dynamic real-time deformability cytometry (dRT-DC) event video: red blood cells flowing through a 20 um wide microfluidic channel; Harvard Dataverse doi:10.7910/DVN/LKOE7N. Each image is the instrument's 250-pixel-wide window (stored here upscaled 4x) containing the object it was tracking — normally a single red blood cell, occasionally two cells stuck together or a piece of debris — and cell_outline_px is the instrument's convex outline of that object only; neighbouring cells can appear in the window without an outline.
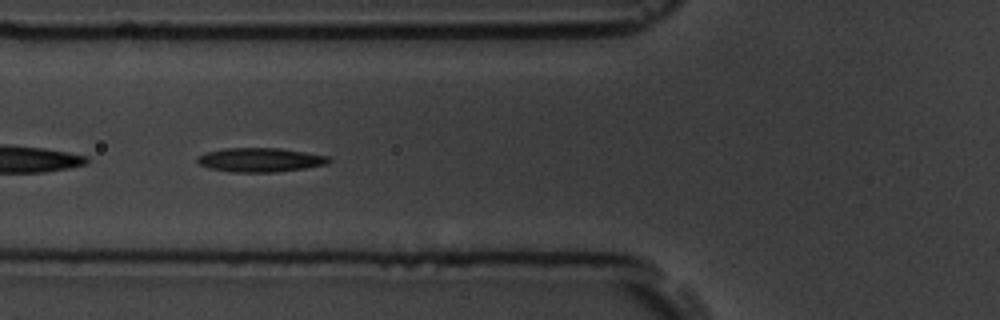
{"species": "common noctule bat (a hibernating species)", "species_latin": "Nyctalus noctula", "temperature_condition": "room temperature", "stored_images_in_passage": 6, "camera_frame_rate_fps": 3000, "um_per_image_px": 0.085, "animal": {"sex": "male", "body_mass_g": 19.5, "forearm_length_mm": 54.6}, "frame": {"image": 1, "passage_image": 5, "time_ms": 4.667, "image_size_px": [1000, 320], "cell_outline_px": [[332, 160], [328, 164], [304, 168], [276, 172], [232, 172], [208, 168], [200, 164], [196, 160], [200, 156], [208, 152], [224, 148], [280, 148], [332, 156]], "centroid_in_image_um": [22.19, 13.59], "position_along_channel_um": 103.6, "area_um2": 18.5}}